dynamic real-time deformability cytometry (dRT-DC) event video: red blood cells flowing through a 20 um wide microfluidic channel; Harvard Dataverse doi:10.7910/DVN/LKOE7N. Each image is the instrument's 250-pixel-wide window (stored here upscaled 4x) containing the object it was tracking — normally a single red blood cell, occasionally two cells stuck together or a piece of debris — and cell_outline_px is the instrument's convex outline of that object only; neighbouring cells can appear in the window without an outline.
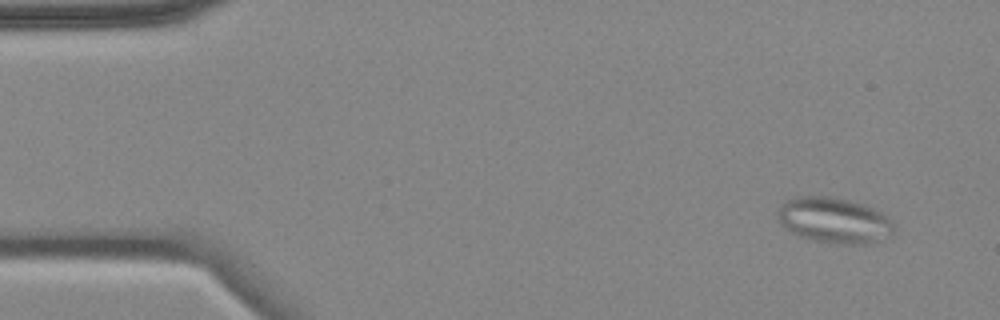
{"species": "common noctule bat (a hibernating species)", "species_latin": "Nyctalus noctula", "temperature_condition": "cold", "stored_images_in_passage": 5, "camera_frame_rate_fps": 3000, "um_per_image_px": 0.085, "animal": {"sex": "female", "body_mass_g": 18.4}, "frame": {"image": 1, "passage_image": 5, "time_ms": 5.333, "image_size_px": [1000, 320], "cell_outline_px": [[892, 232], [868, 244], [828, 244], [808, 240], [792, 232], [780, 220], [780, 204], [788, 200], [800, 196], [824, 196], [848, 200], [864, 204], [888, 216], [892, 220]], "centroid_in_image_um": [70.9, 18.74], "position_along_channel_um": 14.1, "area_um2": 30.4}}